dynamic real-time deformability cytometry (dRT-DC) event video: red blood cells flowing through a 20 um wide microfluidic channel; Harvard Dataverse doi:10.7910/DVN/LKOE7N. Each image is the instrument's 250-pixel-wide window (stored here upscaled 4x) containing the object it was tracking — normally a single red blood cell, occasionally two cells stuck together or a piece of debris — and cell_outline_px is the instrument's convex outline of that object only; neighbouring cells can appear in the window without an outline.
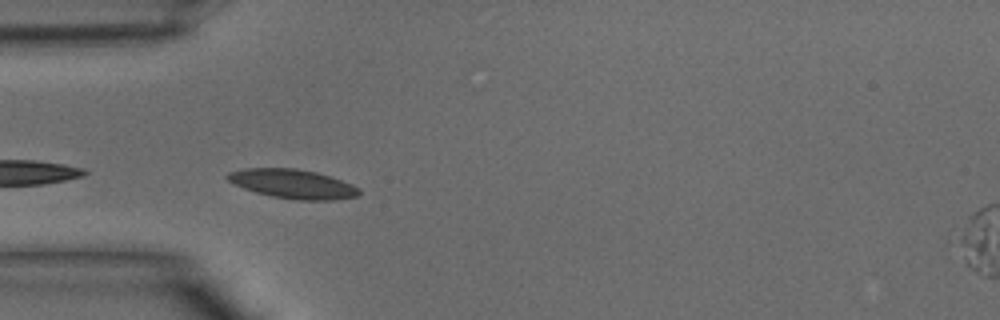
{"species": "common noctule bat (a hibernating species)", "species_latin": "Nyctalus noctula", "temperature_condition": "warm", "stored_images_in_passage": 3, "camera_frame_rate_fps": 3000, "um_per_image_px": 0.085, "animal": {"sex": "male", "body_mass_g": 15.6}, "frame": {"image": 1, "passage_image": 1, "time_ms": 0.0, "image_size_px": [1000, 320], "cell_outline_px": [[360, 192], [356, 196], [332, 200], [296, 200], [272, 196], [256, 192], [232, 184], [224, 176], [228, 172], [244, 168], [296, 168], [316, 172], [352, 184], [360, 188]], "centroid_in_image_um": [24.84, 15.62], "position_along_channel_um": 60.2, "area_um2": 22.31}}